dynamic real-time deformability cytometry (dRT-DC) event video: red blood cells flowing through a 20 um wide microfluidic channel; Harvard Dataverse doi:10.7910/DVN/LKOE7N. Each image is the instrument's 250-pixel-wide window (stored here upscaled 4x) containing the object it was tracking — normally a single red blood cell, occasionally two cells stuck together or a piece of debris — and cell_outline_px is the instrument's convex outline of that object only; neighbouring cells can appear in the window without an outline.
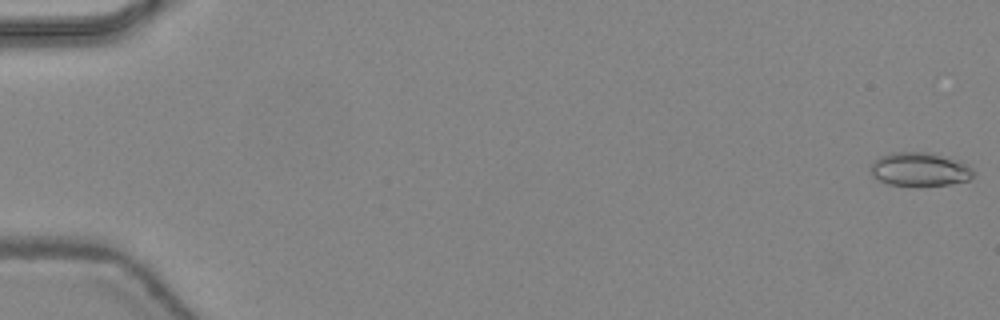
{"species": "common noctule bat (a hibernating species)", "species_latin": "Nyctalus noctula", "temperature_condition": "warm", "stored_images_in_passage": 3, "camera_frame_rate_fps": 3000, "um_per_image_px": 0.085, "animal": {"sex": "female", "body_mass_g": 24.6, "forearm_length_mm": 56.2}, "frame": {"image": 1, "passage_image": 1, "time_ms": 0.0, "image_size_px": [1000, 320], "cell_outline_px": [[976, 172], [968, 180], [952, 184], [916, 188], [888, 184], [872, 176], [868, 164], [872, 160], [880, 156], [892, 152], [932, 152], [968, 164]], "centroid_in_image_um": [78.14, 14.42], "position_along_channel_um": 6.9, "area_um2": 21.04}}